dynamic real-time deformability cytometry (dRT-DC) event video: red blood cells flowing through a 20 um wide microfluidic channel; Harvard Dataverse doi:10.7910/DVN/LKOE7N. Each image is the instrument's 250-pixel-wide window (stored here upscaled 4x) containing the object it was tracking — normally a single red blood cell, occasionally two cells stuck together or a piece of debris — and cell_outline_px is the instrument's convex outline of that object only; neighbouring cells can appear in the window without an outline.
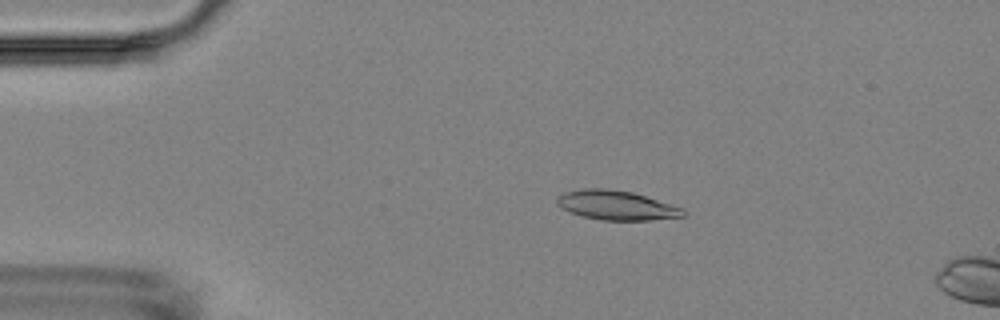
{"species": "Egyptian fruit bat (a non-hibernating species)", "species_latin": "Rousettus aegyptiacus", "temperature_condition": "room temperature", "stored_images_in_passage": 3, "camera_frame_rate_fps": 3000, "um_per_image_px": 0.085, "animal": {"sex": "female"}, "frame": {"image": 1, "passage_image": 2, "time_ms": 2.0, "image_size_px": [1000, 320], "cell_outline_px": [[684, 216], [648, 220], [600, 220], [580, 216], [556, 204], [556, 196], [564, 192], [584, 188], [608, 188], [632, 192], [684, 208]], "centroid_in_image_um": [52.36, 17.44], "position_along_channel_um": 32.6, "area_um2": 21.56}}